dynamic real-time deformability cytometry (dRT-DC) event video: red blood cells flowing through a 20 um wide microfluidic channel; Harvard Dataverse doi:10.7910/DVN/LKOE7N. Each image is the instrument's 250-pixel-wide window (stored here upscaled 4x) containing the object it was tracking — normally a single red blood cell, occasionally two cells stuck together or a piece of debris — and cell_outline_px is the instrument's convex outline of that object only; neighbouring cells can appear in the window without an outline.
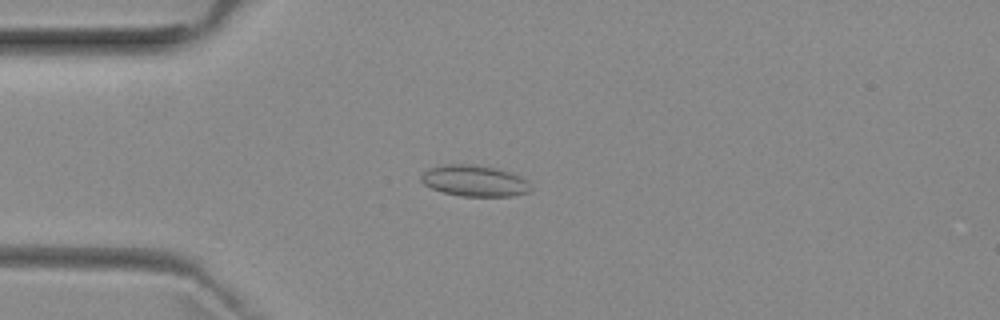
{"species": "common noctule bat (a hibernating species)", "species_latin": "Nyctalus noctula", "temperature_condition": "room temperature", "stored_images_in_passage": 51, "camera_frame_rate_fps": 3000, "um_per_image_px": 0.085, "animal": {"sex": "female", "body_mass_g": 29.2, "forearm_length_mm": 56.3}, "frame": {"image": 1, "passage_image": 12, "time_ms": 3.667, "image_size_px": [1000, 320], "cell_outline_px": [[532, 192], [512, 196], [460, 196], [444, 192], [432, 188], [424, 184], [420, 180], [420, 176], [428, 168], [444, 164], [476, 164], [496, 168], [520, 176], [532, 188]], "centroid_in_image_um": [40.31, 15.37], "position_along_channel_um": 44.7, "area_um2": 19.94}}
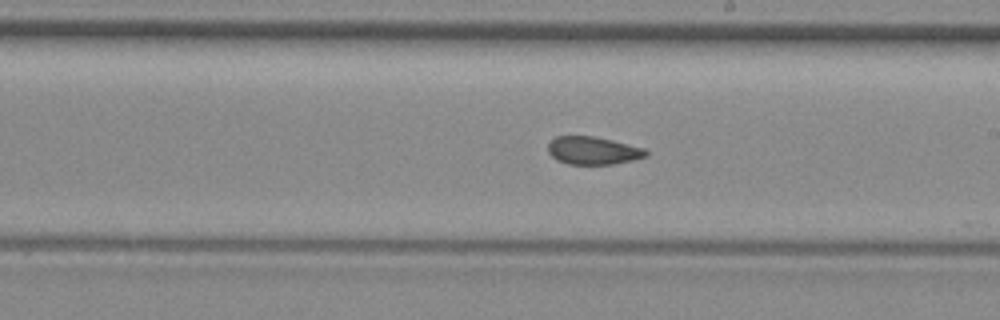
{"frame": {"image": 2, "passage_image": 28, "time_ms": 9.0, "image_size_px": [1000, 320], "cell_outline_px": [[648, 156], [632, 160], [612, 164], [568, 164], [556, 160], [548, 152], [548, 144], [556, 136], [592, 136], [612, 140], [644, 148], [648, 152]], "centroid_in_image_um": [50.4, 12.8], "position_along_channel_um": 238.6, "area_um2": 15.84}}
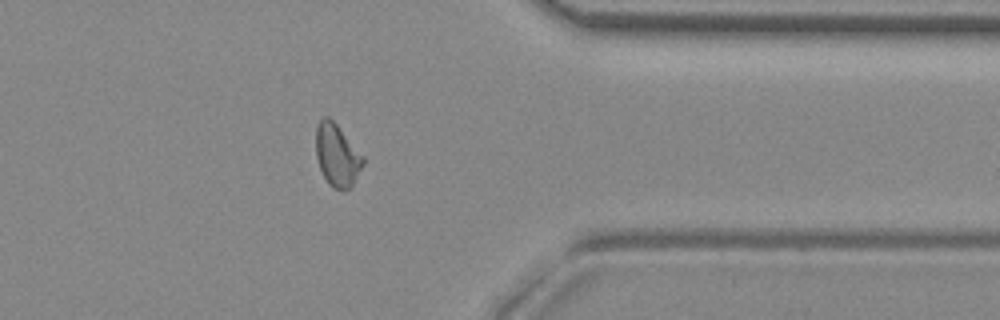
{"frame": {"image": 3, "passage_image": 40, "time_ms": 13.0, "image_size_px": [1000, 320], "cell_outline_px": [[364, 164], [352, 184], [348, 188], [332, 188], [328, 184], [320, 168], [316, 156], [316, 128], [320, 120], [324, 116], [328, 116], [336, 124], [364, 156]], "centroid_in_image_um": [28.64, 13.17], "position_along_channel_um": 382.8, "area_um2": 16.82}, "authors_computed_cell_mechanics": {"area_um2": 16.9354, "velocity_mm_per_s": 3.9507, "shape_relaxation_time_tau1_ms": null, "shape_relaxation_time_tau2_ms": 2.9728, "deformation_change_tau1": null, "deformation_change_tau2": 0.0768}}